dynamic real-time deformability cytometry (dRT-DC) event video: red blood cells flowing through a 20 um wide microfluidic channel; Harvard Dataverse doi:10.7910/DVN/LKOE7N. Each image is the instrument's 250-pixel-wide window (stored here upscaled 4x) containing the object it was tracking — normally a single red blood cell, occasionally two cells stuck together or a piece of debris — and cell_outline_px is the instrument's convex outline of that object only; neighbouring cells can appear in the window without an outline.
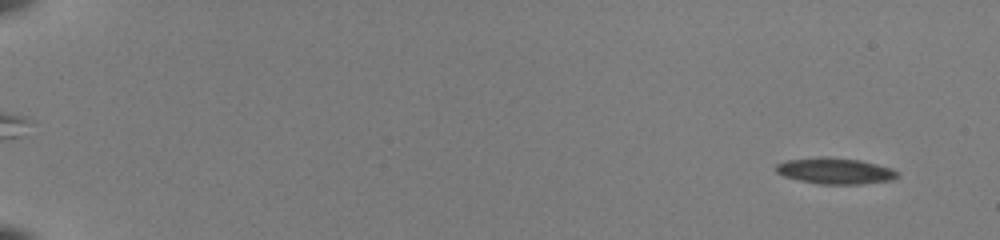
{"species": "common noctule bat (a hibernating species)", "species_latin": "Nyctalus noctula", "temperature_condition": "room temperature", "stored_images_in_passage": 61, "camera_frame_rate_fps": 3000, "um_per_image_px": 0.085, "animal": {"sex": "female", "body_mass_g": 22.0, "forearm_length_mm": 56.7}, "frame": {"image": 1, "passage_image": 4, "time_ms": 1.0, "image_size_px": [1000, 240], "cell_outline_px": [[900, 176], [892, 180], [860, 184], [820, 184], [800, 180], [784, 176], [776, 172], [776, 164], [788, 160], [820, 156], [828, 156], [860, 160], [892, 168], [900, 172]], "centroid_in_image_um": [71.02, 14.52], "position_along_channel_um": 14.0, "area_um2": 18.61}}
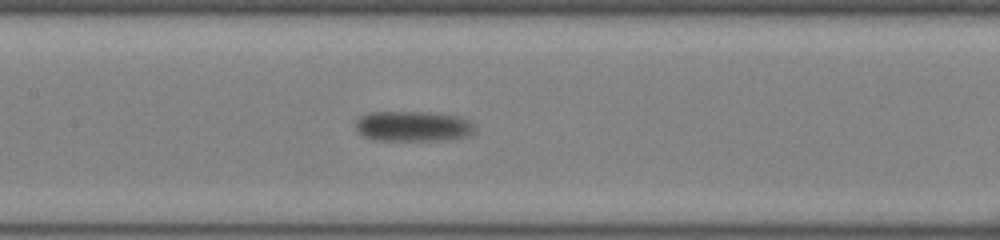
{"frame": {"image": 2, "passage_image": 33, "time_ms": 10.667, "image_size_px": [1000, 240], "cell_outline_px": [[476, 128], [468, 136], [444, 140], [372, 140], [364, 136], [356, 128], [356, 120], [360, 116], [368, 112], [428, 112], [460, 116], [476, 124]], "centroid_in_image_um": [35.13, 10.72], "position_along_channel_um": 172.3, "area_um2": 21.21}}
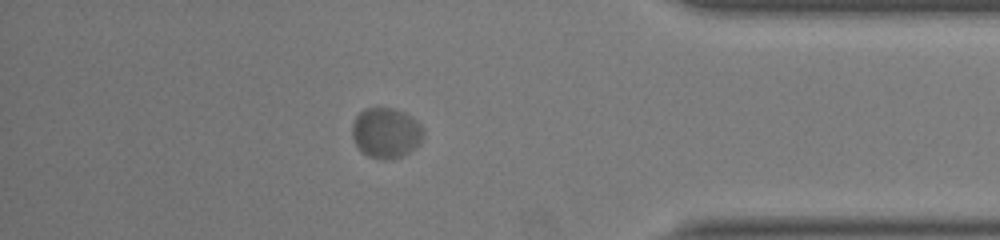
{"frame": {"image": 3, "passage_image": 54, "time_ms": 17.667, "image_size_px": [1000, 240], "cell_outline_px": [[424, 136], [420, 144], [408, 152], [400, 156], [388, 160], [380, 160], [368, 156], [356, 144], [352, 136], [352, 124], [356, 116], [364, 108], [392, 108], [404, 112], [412, 116], [420, 124], [424, 132]], "centroid_in_image_um": [32.82, 11.29], "position_along_channel_um": 402.4, "area_um2": 20.92}, "authors_computed_cell_mechanics": {"area_um2": 20.1144, "velocity_mm_per_s": 3.5783, "shape_relaxation_time_tau1_ms": 1.4952, "shape_relaxation_time_tau2_ms": null, "deformation_change_tau1": 0.0669, "deformation_change_tau2": null}}